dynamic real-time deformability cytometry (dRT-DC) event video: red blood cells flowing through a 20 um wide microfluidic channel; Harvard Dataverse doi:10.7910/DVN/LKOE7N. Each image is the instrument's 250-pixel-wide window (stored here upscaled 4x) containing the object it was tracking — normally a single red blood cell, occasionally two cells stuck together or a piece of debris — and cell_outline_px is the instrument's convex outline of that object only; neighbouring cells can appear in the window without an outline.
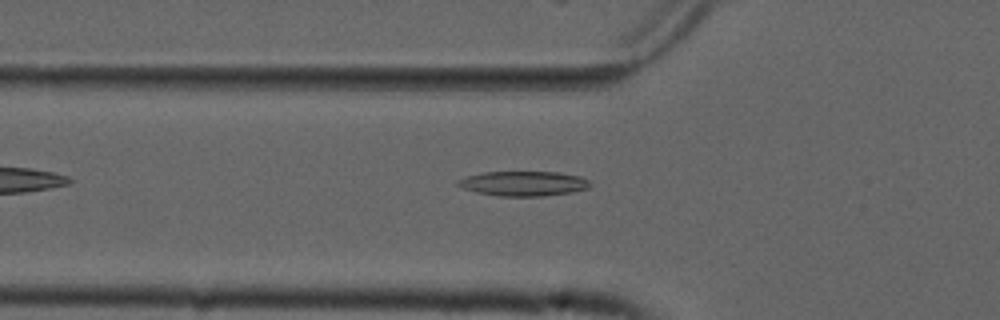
{"species": "common noctule bat (a hibernating species)", "species_latin": "Nyctalus noctula", "temperature_condition": "cold", "stored_images_in_passage": 39, "camera_frame_rate_fps": 3000, "um_per_image_px": 0.085, "animal": {"sex": "male", "forearm_length_mm": 52.5}, "frame": {"image": 1, "passage_image": 9, "time_ms": 2.667, "image_size_px": [1000, 320], "cell_outline_px": [[592, 184], [588, 188], [572, 192], [544, 196], [500, 196], [476, 192], [464, 188], [456, 184], [456, 180], [468, 176], [484, 172], [560, 172], [580, 176], [588, 180]], "centroid_in_image_um": [44.52, 15.6], "position_along_channel_um": 81.3, "area_um2": 19.07}}
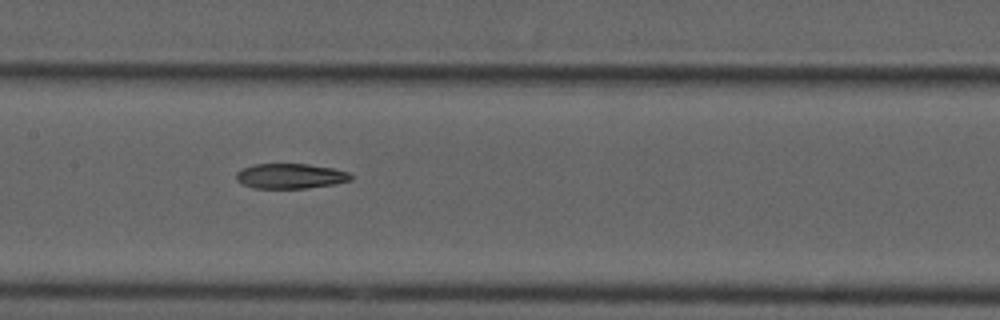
{"frame": {"image": 2, "passage_image": 17, "time_ms": 5.333, "image_size_px": [1000, 320], "cell_outline_px": [[352, 180], [332, 184], [308, 188], [252, 188], [236, 180], [236, 172], [252, 164], [308, 164], [332, 168], [348, 172], [352, 176]], "centroid_in_image_um": [24.67, 14.96], "position_along_channel_um": 182.7, "area_um2": 16.65}}
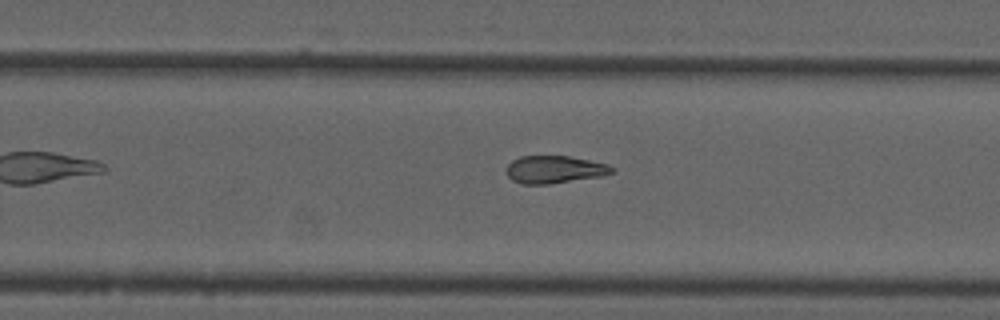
{"frame": {"image": 3, "passage_image": 25, "time_ms": 8.0, "image_size_px": [1000, 320], "cell_outline_px": [[616, 168], [612, 172], [600, 176], [548, 184], [520, 184], [512, 180], [508, 176], [508, 164], [512, 160], [520, 156], [568, 156], [608, 164]], "centroid_in_image_um": [47.12, 14.4], "position_along_channel_um": 282.7, "area_um2": 16.76}, "authors_computed_cell_mechanics": {"area_um2": 17.8024, "velocity_mm_per_s": 3.7717, "shape_relaxation_time_tau1_ms": null, "shape_relaxation_time_tau2_ms": 6.3103, "deformation_change_tau1": null, "deformation_change_tau2": 0.1626}}